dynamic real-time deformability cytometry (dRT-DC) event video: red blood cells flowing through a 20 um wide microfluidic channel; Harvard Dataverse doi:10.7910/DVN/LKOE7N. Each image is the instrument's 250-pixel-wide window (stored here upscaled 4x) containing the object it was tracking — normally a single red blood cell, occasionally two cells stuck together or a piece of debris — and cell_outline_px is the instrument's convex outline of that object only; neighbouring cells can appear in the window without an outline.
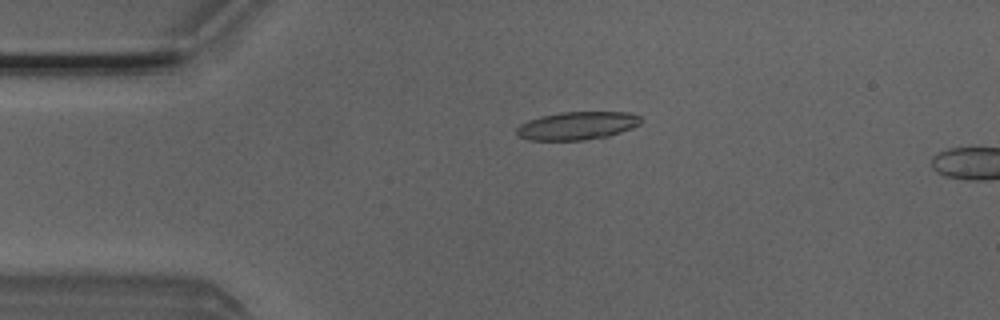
{"species": "Egyptian fruit bat (a non-hibernating species)", "species_latin": "Rousettus aegyptiacus", "temperature_condition": "room temperature", "stored_images_in_passage": 5, "camera_frame_rate_fps": 3000, "um_per_image_px": 0.085, "animal": {"sex": "male"}, "frame": {"image": 1, "passage_image": 4, "time_ms": 1.0, "image_size_px": [1000, 320], "cell_outline_px": [[640, 124], [632, 128], [608, 136], [584, 140], [528, 140], [516, 136], [516, 128], [520, 124], [528, 120], [540, 116], [560, 112], [628, 112], [640, 116]], "centroid_in_image_um": [49.01, 10.68], "position_along_channel_um": 36.0, "area_um2": 20.4}}